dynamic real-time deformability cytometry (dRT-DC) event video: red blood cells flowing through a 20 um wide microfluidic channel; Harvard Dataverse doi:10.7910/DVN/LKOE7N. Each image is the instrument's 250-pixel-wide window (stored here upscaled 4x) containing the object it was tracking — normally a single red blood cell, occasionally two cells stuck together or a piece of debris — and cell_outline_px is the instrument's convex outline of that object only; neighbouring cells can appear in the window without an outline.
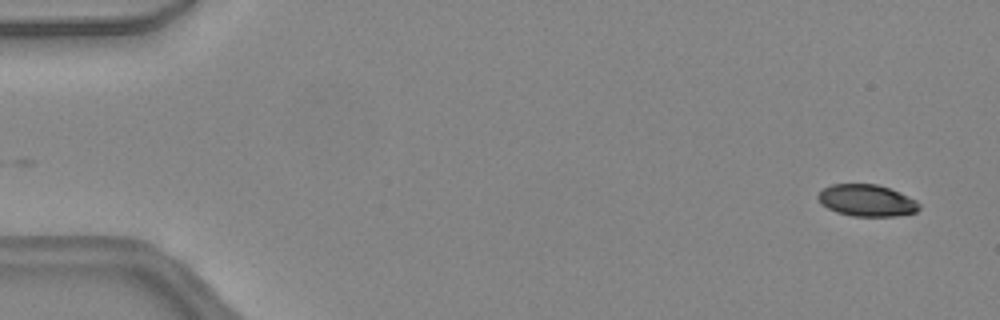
{"species": "common noctule bat (a hibernating species)", "species_latin": "Nyctalus noctula", "temperature_condition": "warm", "stored_images_in_passage": 7, "camera_frame_rate_fps": 3000, "um_per_image_px": 0.085, "animal": {"sex": "female", "body_mass_g": 24.6, "forearm_length_mm": 56.2}, "frame": {"image": 1, "passage_image": 2, "time_ms": 0.333, "image_size_px": [1000, 320], "cell_outline_px": [[920, 208], [916, 212], [896, 216], [852, 216], [836, 212], [820, 204], [816, 196], [824, 188], [832, 184], [876, 184], [900, 192], [916, 200], [920, 204]], "centroid_in_image_um": [73.67, 17.04], "position_along_channel_um": 11.3, "area_um2": 18.79}}